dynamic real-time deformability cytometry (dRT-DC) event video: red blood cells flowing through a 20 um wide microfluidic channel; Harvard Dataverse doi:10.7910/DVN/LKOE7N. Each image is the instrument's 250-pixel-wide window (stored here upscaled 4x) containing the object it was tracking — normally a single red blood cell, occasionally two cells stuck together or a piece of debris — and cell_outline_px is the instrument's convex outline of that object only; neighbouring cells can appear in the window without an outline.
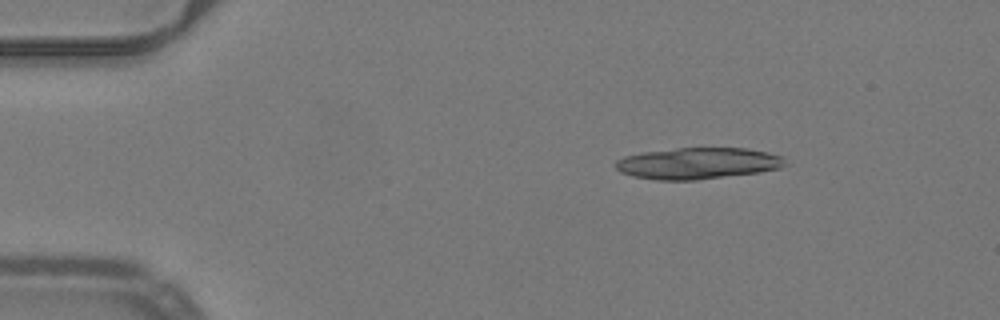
{"species": "common noctule bat (a hibernating species)", "species_latin": "Nyctalus noctula", "temperature_condition": "warm", "stored_images_in_passage": 6, "camera_frame_rate_fps": 3000, "um_per_image_px": 0.085, "animal": {"sex": "male", "body_mass_g": 19.2, "forearm_length_mm": 51.8}, "frame": {"image": 1, "passage_image": 1, "time_ms": 0.0, "image_size_px": [1000, 320], "cell_outline_px": [[788, 164], [780, 168], [760, 172], [696, 180], [656, 180], [632, 176], [620, 172], [616, 168], [616, 160], [624, 156], [640, 152], [676, 148], [748, 148], [768, 152], [784, 156]], "centroid_in_image_um": [59.34, 13.88], "position_along_channel_um": 25.7, "area_um2": 31.39}}